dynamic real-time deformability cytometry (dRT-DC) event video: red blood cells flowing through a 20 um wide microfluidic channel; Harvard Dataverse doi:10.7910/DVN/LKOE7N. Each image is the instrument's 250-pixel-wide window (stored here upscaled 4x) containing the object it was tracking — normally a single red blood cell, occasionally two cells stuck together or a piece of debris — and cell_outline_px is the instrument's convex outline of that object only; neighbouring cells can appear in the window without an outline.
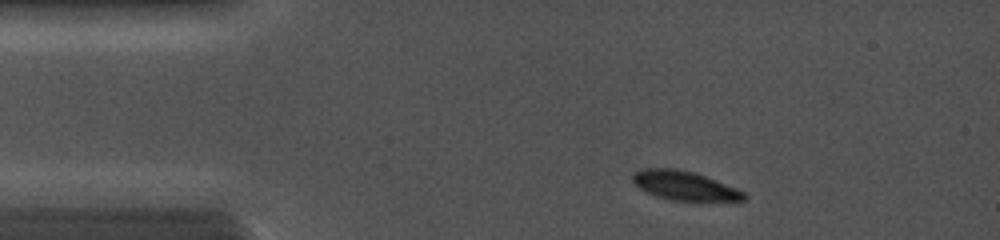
{"species": "common noctule bat (a hibernating species)", "species_latin": "Nyctalus noctula", "temperature_condition": "cold", "stored_images_in_passage": 22, "camera_frame_rate_fps": 5000, "um_per_image_px": 0.085, "animal": {"sex": "female", "body_mass_g": 19.0, "forearm_length_mm": 56.7}, "frame": {"image": 1, "passage_image": 3, "time_ms": 0.8, "image_size_px": [1000, 240], "cell_outline_px": [[748, 200], [672, 200], [656, 196], [640, 188], [632, 180], [632, 172], [644, 168], [676, 168], [696, 172], [736, 188], [744, 192], [748, 196]], "centroid_in_image_um": [58.18, 15.76], "position_along_channel_um": 26.8, "area_um2": 18.79}}
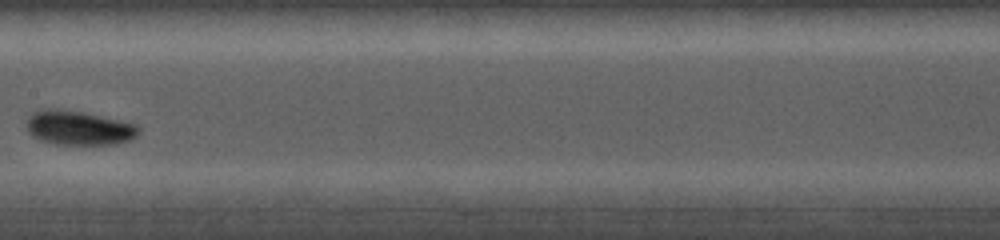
{"frame": {"image": 2, "passage_image": 13, "time_ms": 6.0, "image_size_px": [1000, 240], "cell_outline_px": [[140, 132], [136, 136], [128, 140], [116, 144], [56, 144], [40, 140], [32, 136], [28, 132], [28, 116], [32, 112], [44, 108], [56, 108], [84, 112], [136, 124], [140, 128]], "centroid_in_image_um": [6.68, 10.86], "position_along_channel_um": 200.7, "area_um2": 22.43}}
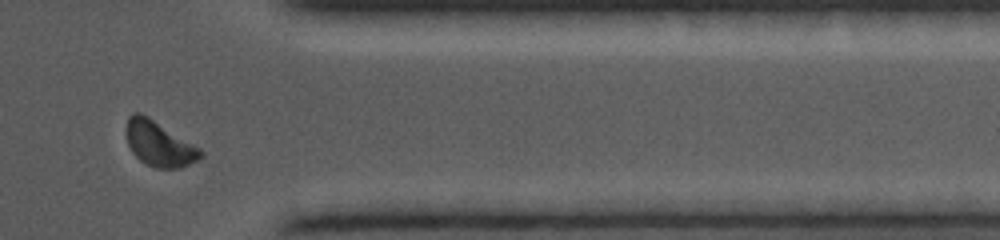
{"frame": {"image": 3, "passage_image": 20, "time_ms": 10.6, "image_size_px": [1000, 240], "cell_outline_px": [[204, 156], [180, 168], [156, 168], [140, 160], [132, 152], [128, 144], [124, 132], [124, 128], [128, 116], [132, 112], [140, 112], [148, 116], [200, 148], [204, 152]], "centroid_in_image_um": [13.48, 12.19], "position_along_channel_um": 397.9, "area_um2": 19.65}}